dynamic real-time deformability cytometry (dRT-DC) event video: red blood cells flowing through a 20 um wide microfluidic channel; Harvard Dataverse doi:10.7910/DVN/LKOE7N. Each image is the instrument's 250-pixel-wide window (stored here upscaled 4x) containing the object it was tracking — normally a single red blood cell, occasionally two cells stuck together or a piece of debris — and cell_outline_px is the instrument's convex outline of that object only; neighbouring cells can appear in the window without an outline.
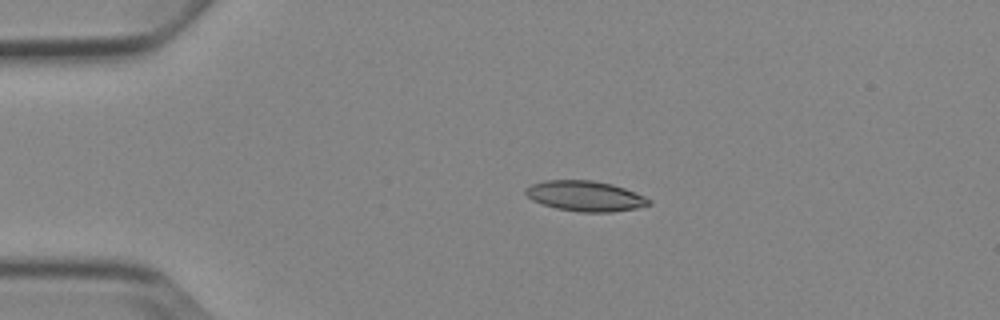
{"species": "Egyptian fruit bat (a non-hibernating species)", "species_latin": "Rousettus aegyptiacus", "temperature_condition": "cold", "stored_images_in_passage": 8, "camera_frame_rate_fps": 3000, "um_per_image_px": 0.085, "animal": {"sex": "female"}, "frame": {"image": 1, "passage_image": 3, "time_ms": 2.667, "image_size_px": [1000, 320], "cell_outline_px": [[652, 204], [636, 208], [612, 212], [580, 212], [556, 208], [532, 200], [524, 192], [524, 188], [532, 184], [544, 180], [592, 180], [612, 184], [624, 188], [644, 196], [652, 200]], "centroid_in_image_um": [49.74, 16.66], "position_along_channel_um": 35.3, "area_um2": 21.79}}
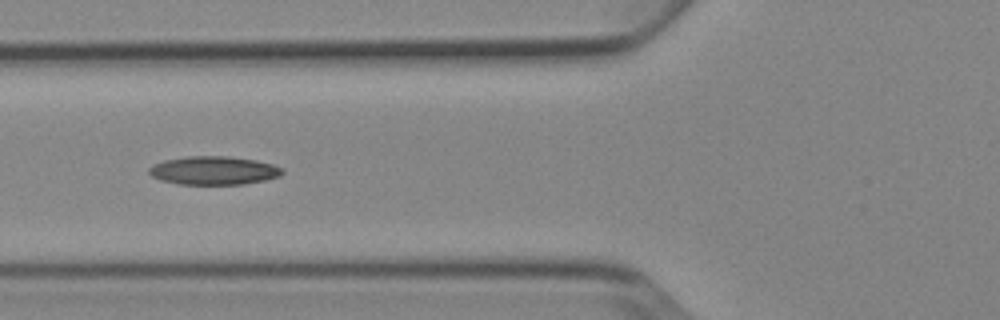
{"frame": {"image": 2, "passage_image": 6, "time_ms": 5.667, "image_size_px": [1000, 320], "cell_outline_px": [[284, 172], [280, 176], [264, 180], [244, 184], [180, 184], [160, 180], [152, 176], [148, 172], [148, 168], [152, 164], [164, 160], [188, 156], [228, 156], [256, 160], [272, 164], [284, 168]], "centroid_in_image_um": [18.16, 14.49], "position_along_channel_um": 107.6, "area_um2": 22.2}}
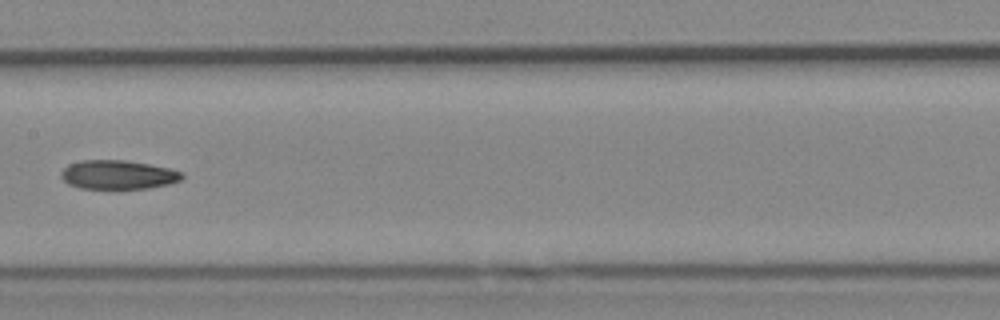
{"frame": {"image": 3, "passage_image": 8, "time_ms": 8.0, "image_size_px": [1000, 320], "cell_outline_px": [[184, 176], [180, 180], [168, 184], [148, 188], [116, 192], [80, 188], [68, 184], [60, 176], [60, 172], [68, 164], [80, 160], [124, 160], [148, 164], [168, 168], [184, 172]], "centroid_in_image_um": [10.0, 14.9], "position_along_channel_um": 197.4, "area_um2": 21.33}}